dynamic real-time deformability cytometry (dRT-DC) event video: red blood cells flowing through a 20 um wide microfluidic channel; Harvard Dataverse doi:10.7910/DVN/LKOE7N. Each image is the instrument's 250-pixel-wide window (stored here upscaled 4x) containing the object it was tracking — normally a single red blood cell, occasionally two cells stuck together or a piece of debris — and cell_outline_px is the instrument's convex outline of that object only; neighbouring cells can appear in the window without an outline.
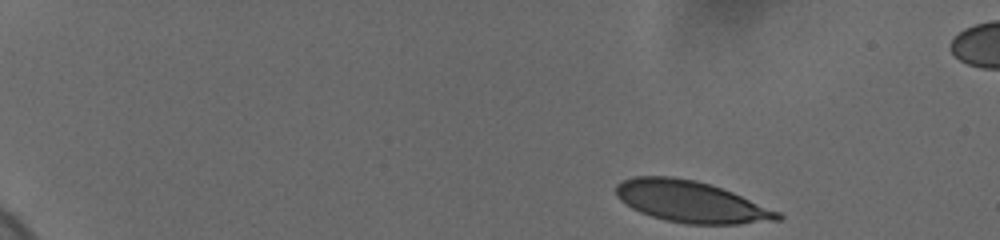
{"species": "human", "species_latin": "Homo sapiens", "temperature_condition": "cold", "stored_images_in_passage": 50, "camera_frame_rate_fps": 3000, "um_per_image_px": 0.085, "donor": {"sex": "female"}, "frame": {"image": 1, "passage_image": 1, "time_ms": 0.0, "image_size_px": [1000, 240], "cell_outline_px": [[784, 216], [780, 220], [740, 224], [684, 224], [652, 216], [640, 212], [632, 208], [620, 200], [616, 196], [616, 184], [620, 180], [632, 176], [672, 176], [696, 180], [712, 184], [732, 192], [780, 212]], "centroid_in_image_um": [58.71, 17.13], "position_along_channel_um": 26.3, "area_um2": 39.19}}
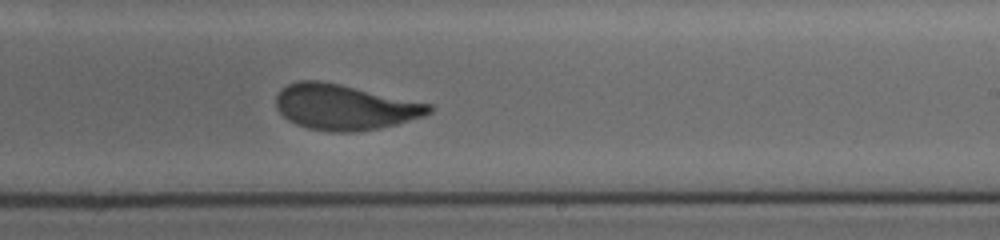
{"frame": {"image": 2, "passage_image": 31, "time_ms": 10.0, "image_size_px": [1000, 240], "cell_outline_px": [[432, 112], [424, 116], [396, 124], [380, 128], [352, 132], [332, 132], [308, 128], [296, 124], [288, 120], [276, 108], [276, 96], [288, 84], [300, 80], [320, 80], [340, 84], [432, 104]], "centroid_in_image_um": [29.3, 9.1], "position_along_channel_um": 259.7, "area_um2": 40.4}}
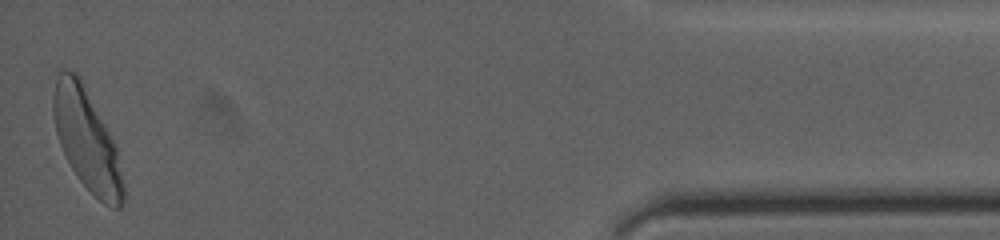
{"frame": {"image": 3, "passage_image": 50, "time_ms": 16.333, "image_size_px": [1000, 240], "cell_outline_px": [[124, 204], [120, 208], [112, 208], [104, 204], [76, 176], [60, 144], [56, 132], [52, 112], [52, 100], [56, 80], [60, 68], [76, 72], [80, 76], [116, 148], [124, 184]], "centroid_in_image_um": [7.36, 11.88], "position_along_channel_um": 427.8, "area_um2": 40.63}, "authors_computed_cell_mechanics": {"area_um2": 40.4022, "velocity_mm_per_s": 3.641, "shape_relaxation_time_tau1_ms": 3.8079, "shape_relaxation_time_tau2_ms": 1.0037, "deformation_change_tau1": 0.1746, "deformation_change_tau2": 0.0434}}